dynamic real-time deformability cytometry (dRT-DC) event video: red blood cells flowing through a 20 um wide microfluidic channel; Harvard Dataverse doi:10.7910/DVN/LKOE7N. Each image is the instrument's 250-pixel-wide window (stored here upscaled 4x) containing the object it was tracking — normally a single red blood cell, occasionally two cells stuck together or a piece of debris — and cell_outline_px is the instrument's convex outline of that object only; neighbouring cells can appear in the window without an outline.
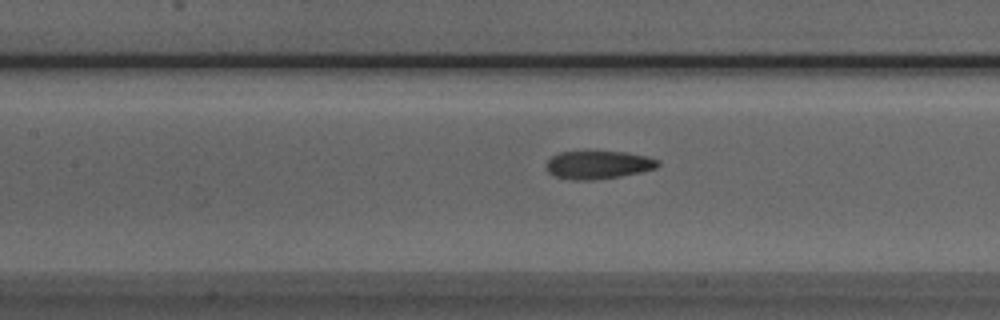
{"species": "Egyptian fruit bat (a non-hibernating species)", "species_latin": "Rousettus aegyptiacus", "temperature_condition": "room temperature", "stored_images_in_passage": 45, "camera_frame_rate_fps": 3000, "um_per_image_px": 0.085, "animal": {"sex": "male"}, "frame": {"image": 1, "passage_image": 16, "time_ms": 5.0, "image_size_px": [1000, 320], "cell_outline_px": [[660, 164], [656, 168], [640, 172], [620, 176], [592, 180], [572, 180], [556, 176], [548, 172], [548, 160], [552, 156], [560, 152], [628, 152], [648, 156], [660, 160]], "centroid_in_image_um": [50.9, 14.01], "position_along_channel_um": 156.5, "area_um2": 18.15}}
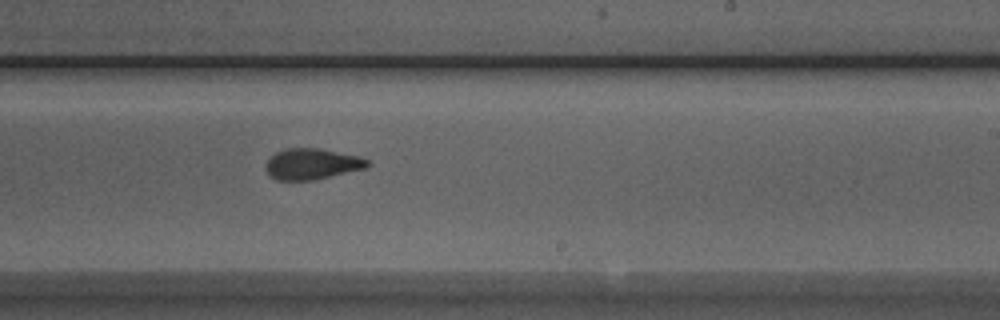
{"frame": {"image": 2, "passage_image": 24, "time_ms": 7.667, "image_size_px": [1000, 320], "cell_outline_px": [[372, 164], [368, 168], [316, 180], [276, 180], [268, 176], [264, 168], [264, 164], [276, 152], [284, 148], [320, 148], [356, 156], [368, 160]], "centroid_in_image_um": [26.5, 13.95], "position_along_channel_um": 262.5, "area_um2": 18.67}}
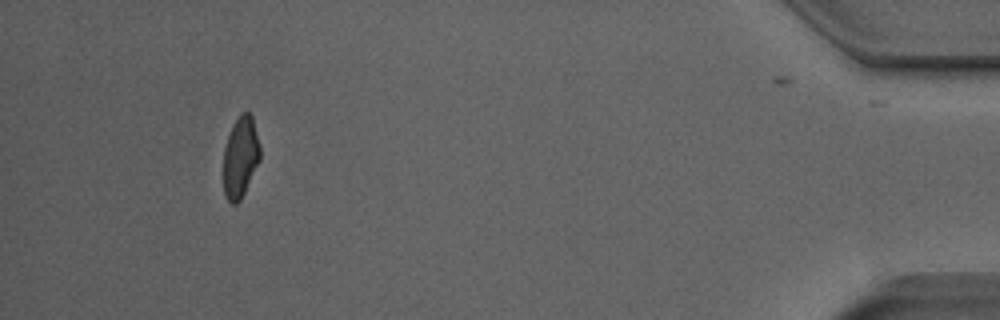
{"frame": {"image": 3, "passage_image": 41, "time_ms": 13.333, "image_size_px": [1000, 320], "cell_outline_px": [[260, 160], [240, 200], [236, 204], [232, 204], [224, 196], [224, 148], [232, 124], [240, 112], [248, 112], [252, 116], [260, 148]], "centroid_in_image_um": [20.43, 13.34], "position_along_channel_um": 414.8, "area_um2": 17.22}, "authors_computed_cell_mechanics": {"area_um2": 18.785, "velocity_mm_per_s": 3.9862, "shape_relaxation_time_tau1_ms": null, "shape_relaxation_time_tau2_ms": 2.0518, "deformation_change_tau1": null, "deformation_change_tau2": 0.0892}}